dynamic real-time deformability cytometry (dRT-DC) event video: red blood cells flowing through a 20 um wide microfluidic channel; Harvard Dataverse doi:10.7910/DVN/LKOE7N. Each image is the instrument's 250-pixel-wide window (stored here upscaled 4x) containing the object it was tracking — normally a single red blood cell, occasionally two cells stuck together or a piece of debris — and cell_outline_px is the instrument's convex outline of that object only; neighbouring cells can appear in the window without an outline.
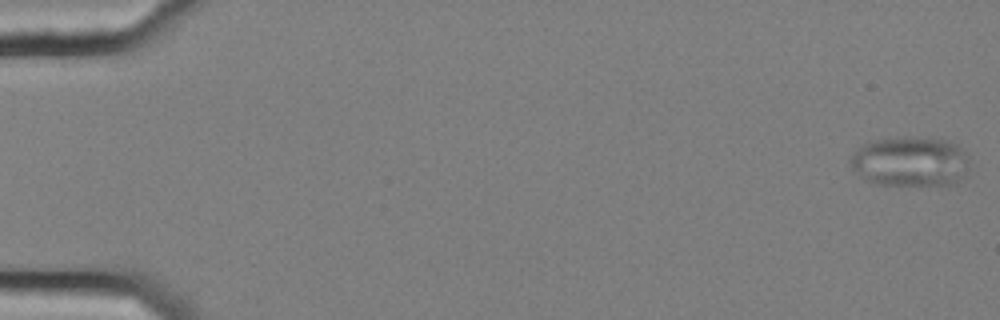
{"species": "common noctule bat (a hibernating species)", "species_latin": "Nyctalus noctula", "temperature_condition": "cold", "stored_images_in_passage": 56, "camera_frame_rate_fps": 3000, "um_per_image_px": 0.085, "animal": {"sex": "female", "body_mass_g": 25.1}, "frame": {"image": 1, "passage_image": 1, "time_ms": 0.0, "image_size_px": [1000, 320], "cell_outline_px": [[968, 168], [956, 184], [876, 184], [864, 180], [852, 168], [848, 160], [868, 140], [904, 136], [908, 136], [948, 140], [956, 144], [968, 156]], "centroid_in_image_um": [77.35, 13.71], "position_along_channel_um": 7.7, "area_um2": 34.62}}
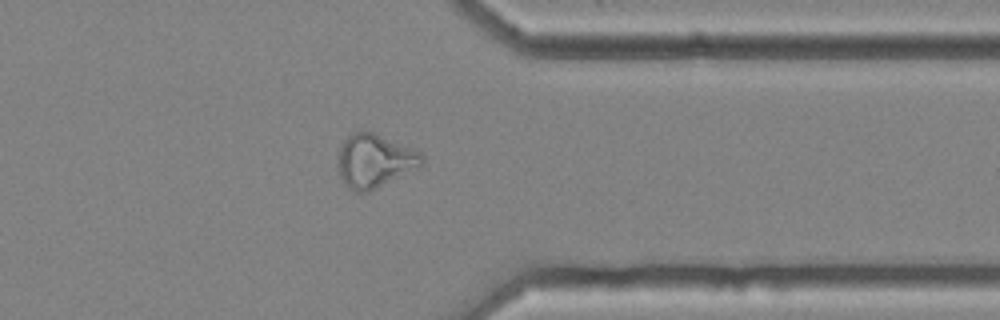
{"frame": {"image": 2, "passage_image": 45, "time_ms": 14.667, "image_size_px": [1000, 320], "cell_outline_px": [[424, 164], [420, 168], [368, 192], [356, 192], [348, 188], [344, 184], [340, 176], [340, 148], [344, 140], [352, 132], [372, 132], [420, 152], [424, 156]], "centroid_in_image_um": [31.88, 13.7], "position_along_channel_um": 379.5, "area_um2": 25.84}}
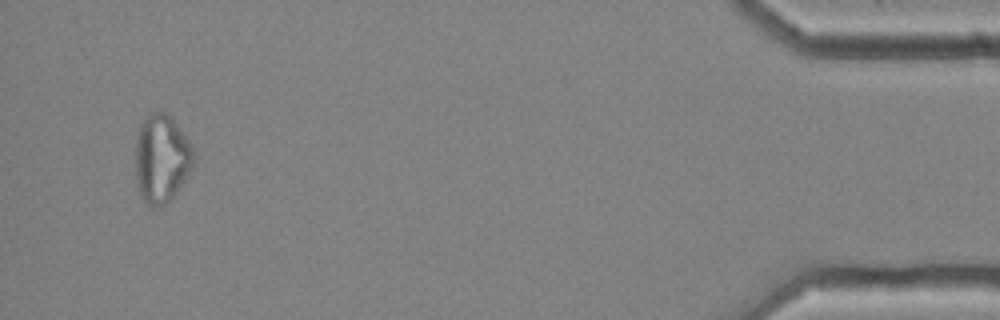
{"frame": {"image": 3, "passage_image": 54, "time_ms": 17.667, "image_size_px": [1000, 320], "cell_outline_px": [[196, 156], [184, 180], [176, 192], [164, 204], [156, 208], [152, 208], [140, 196], [136, 184], [136, 140], [140, 124], [152, 112], [168, 112], [192, 144]], "centroid_in_image_um": [13.73, 13.47], "position_along_channel_um": 421.5, "area_um2": 29.88}, "authors_computed_cell_mechanics": {"area_um2": 27.166, "velocity_mm_per_s": 3.666, "shape_relaxation_time_tau1_ms": null, "shape_relaxation_time_tau2_ms": 8.0779, "deformation_change_tau1": null, "deformation_change_tau2": 0.1839}}